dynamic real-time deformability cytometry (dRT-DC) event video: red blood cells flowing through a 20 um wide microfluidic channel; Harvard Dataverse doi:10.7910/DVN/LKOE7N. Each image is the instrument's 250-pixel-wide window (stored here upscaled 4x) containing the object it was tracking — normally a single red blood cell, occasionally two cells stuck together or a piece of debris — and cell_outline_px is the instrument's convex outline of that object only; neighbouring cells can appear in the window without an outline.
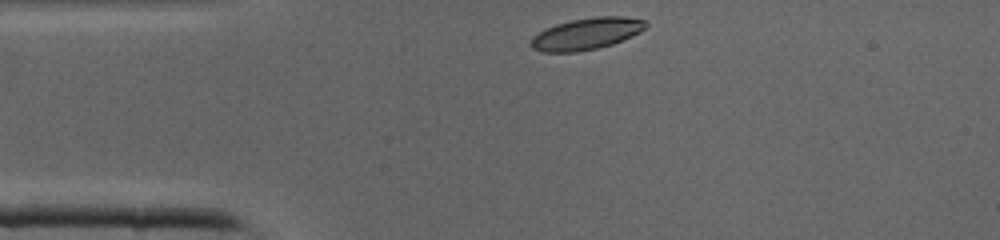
{"species": "common noctule bat (a hibernating species)", "species_latin": "Nyctalus noctula", "temperature_condition": "cold", "stored_images_in_passage": 26, "camera_frame_rate_fps": 3000, "um_per_image_px": 0.085, "animal": {"sex": "male", "body_mass_g": 19.0, "forearm_length_mm": 50.8}, "frame": {"image": 1, "passage_image": 1, "time_ms": 0.0, "image_size_px": [1000, 240], "cell_outline_px": [[648, 24], [640, 32], [632, 36], [612, 44], [596, 48], [576, 52], [540, 52], [532, 48], [528, 44], [528, 40], [532, 36], [556, 24], [572, 20], [596, 16], [624, 16], [644, 20]], "centroid_in_image_um": [49.81, 2.87], "position_along_channel_um": 35.2, "area_um2": 21.21}}
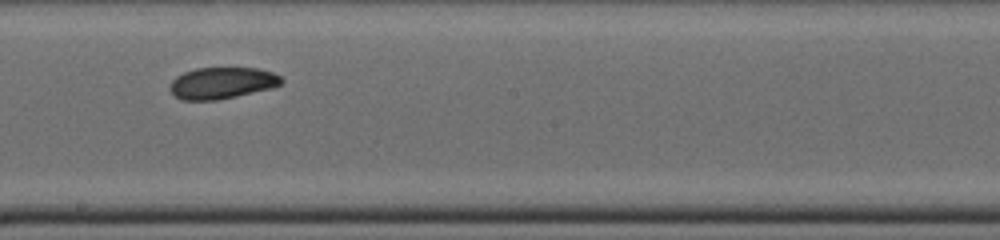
{"frame": {"image": 2, "passage_image": 15, "time_ms": 4.667, "image_size_px": [1000, 240], "cell_outline_px": [[284, 80], [280, 84], [272, 88], [236, 96], [216, 100], [180, 100], [168, 88], [172, 80], [176, 76], [184, 72], [196, 68], [256, 68], [272, 72], [280, 76]], "centroid_in_image_um": [18.85, 7.05], "position_along_channel_um": 229.3, "area_um2": 20.46}}
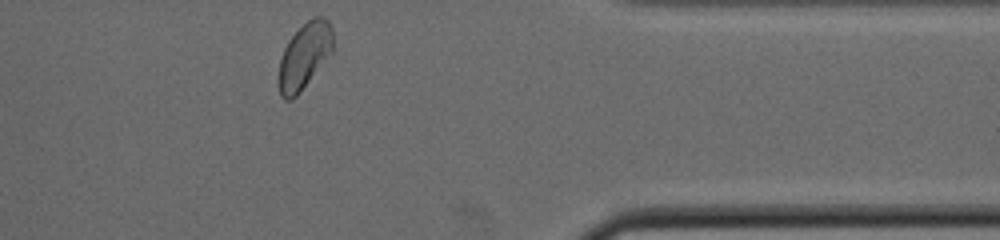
{"frame": {"image": 3, "passage_image": 26, "time_ms": 8.333, "image_size_px": [1000, 240], "cell_outline_px": [[332, 52], [300, 92], [292, 100], [284, 100], [280, 96], [276, 80], [280, 60], [284, 48], [288, 40], [312, 16], [324, 16], [328, 20], [332, 28]], "centroid_in_image_um": [25.83, 4.78], "position_along_channel_um": 385.6, "area_um2": 21.04}}